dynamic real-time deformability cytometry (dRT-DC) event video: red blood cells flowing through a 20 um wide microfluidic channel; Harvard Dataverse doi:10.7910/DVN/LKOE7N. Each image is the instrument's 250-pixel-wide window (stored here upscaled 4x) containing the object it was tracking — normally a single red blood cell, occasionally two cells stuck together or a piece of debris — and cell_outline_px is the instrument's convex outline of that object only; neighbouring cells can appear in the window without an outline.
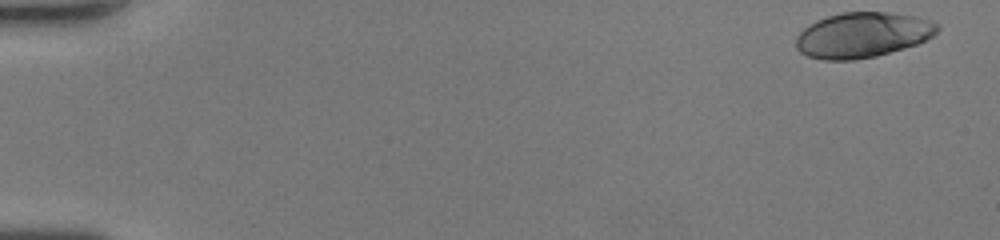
{"species": "human", "species_latin": "Homo sapiens", "temperature_condition": "room temperature", "stored_images_in_passage": 13, "camera_frame_rate_fps": 3000, "um_per_image_px": 0.085, "donor": {"sex": "female"}, "frame": {"image": 1, "passage_image": 1, "time_ms": 0.0, "image_size_px": [1000, 240], "cell_outline_px": [[940, 28], [932, 36], [916, 44], [904, 48], [876, 56], [852, 60], [824, 60], [808, 56], [800, 52], [796, 48], [796, 36], [804, 28], [816, 20], [828, 16], [844, 12], [888, 12], [916, 16], [928, 20], [936, 24]], "centroid_in_image_um": [73.29, 2.97], "position_along_channel_um": 11.7, "area_um2": 37.11}}